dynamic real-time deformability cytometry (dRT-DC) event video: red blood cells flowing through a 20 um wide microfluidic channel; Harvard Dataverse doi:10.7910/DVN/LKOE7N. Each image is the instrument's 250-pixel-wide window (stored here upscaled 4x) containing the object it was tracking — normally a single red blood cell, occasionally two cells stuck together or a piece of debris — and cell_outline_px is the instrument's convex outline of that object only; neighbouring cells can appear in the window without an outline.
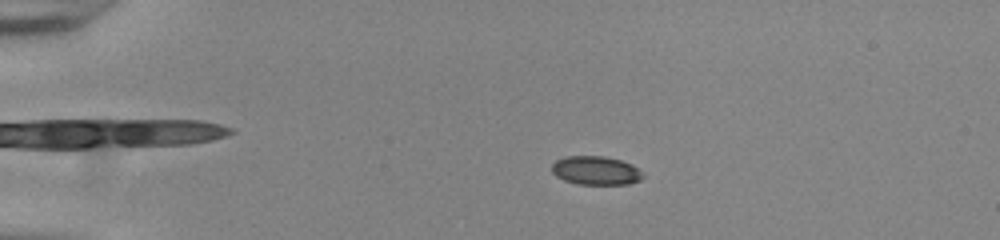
{"species": "common noctule bat (a hibernating species)", "species_latin": "Nyctalus noctula", "temperature_condition": "room temperature", "stored_images_in_passage": 50, "camera_frame_rate_fps": 3000, "um_per_image_px": 0.085, "animal": {"sex": "male", "body_mass_g": 20.0, "forearm_length_mm": 53.3}, "frame": {"image": 1, "passage_image": 8, "time_ms": 2.333, "image_size_px": [1000, 240], "cell_outline_px": [[644, 176], [640, 180], [628, 184], [576, 184], [564, 180], [556, 176], [552, 172], [552, 164], [556, 160], [564, 156], [604, 156], [620, 160], [632, 164], [644, 172]], "centroid_in_image_um": [50.65, 14.49], "position_along_channel_um": 34.3, "area_um2": 15.37}}
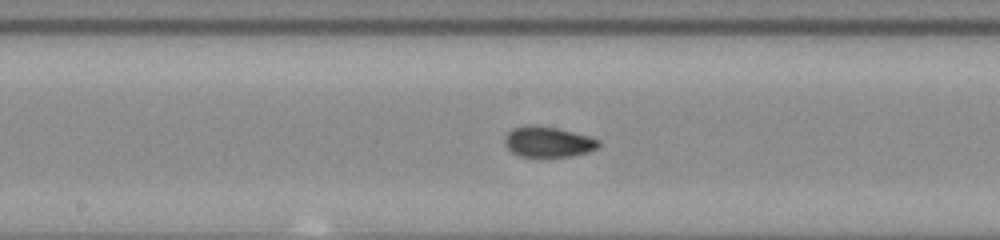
{"frame": {"image": 2, "passage_image": 26, "time_ms": 8.333, "image_size_px": [1000, 240], "cell_outline_px": [[600, 144], [596, 148], [588, 152], [572, 156], [544, 160], [520, 156], [512, 152], [504, 144], [504, 136], [512, 128], [528, 124], [532, 124], [556, 128], [588, 136], [600, 140]], "centroid_in_image_um": [46.54, 12.1], "position_along_channel_um": 201.7, "area_um2": 17.4}}
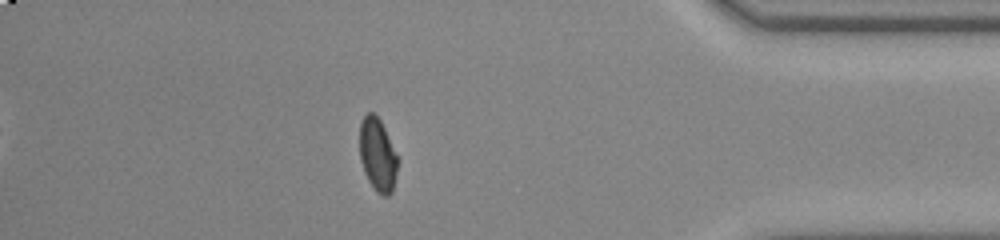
{"frame": {"image": 3, "passage_image": 44, "time_ms": 14.333, "image_size_px": [1000, 240], "cell_outline_px": [[396, 172], [392, 192], [388, 196], [384, 196], [376, 192], [368, 180], [364, 172], [360, 160], [360, 124], [364, 116], [368, 112], [372, 112], [380, 120], [384, 128], [396, 156]], "centroid_in_image_um": [32.06, 13.18], "position_along_channel_um": 403.1, "area_um2": 15.78}, "authors_computed_cell_mechanics": {"area_um2": 16.0106, "velocity_mm_per_s": 3.8753, "shape_relaxation_time_tau1_ms": 2.6062, "shape_relaxation_time_tau2_ms": 1.2267, "deformation_change_tau1": 0.1219, "deformation_change_tau2": 0.0572}}